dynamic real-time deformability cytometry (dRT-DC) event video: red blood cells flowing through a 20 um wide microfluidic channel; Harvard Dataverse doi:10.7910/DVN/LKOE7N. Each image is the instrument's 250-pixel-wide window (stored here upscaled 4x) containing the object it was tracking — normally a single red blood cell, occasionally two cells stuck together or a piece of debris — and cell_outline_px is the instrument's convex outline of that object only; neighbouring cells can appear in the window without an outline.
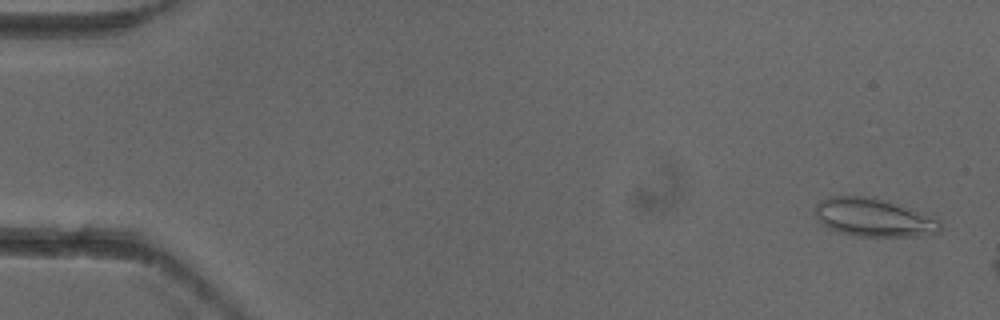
{"species": "common noctule bat (a hibernating species)", "species_latin": "Nyctalus noctula", "temperature_condition": "cold", "stored_images_in_passage": 3, "camera_frame_rate_fps": 3000, "um_per_image_px": 0.085, "animal": {"sex": "female"}, "frame": {"image": 1, "passage_image": 1, "time_ms": 0.0, "image_size_px": [1000, 320], "cell_outline_px": [[940, 232], [932, 236], [852, 236], [836, 232], [828, 228], [816, 216], [816, 204], [820, 200], [832, 196], [876, 196], [940, 220]], "centroid_in_image_um": [74.27, 18.5], "position_along_channel_um": 10.7, "area_um2": 28.03}}